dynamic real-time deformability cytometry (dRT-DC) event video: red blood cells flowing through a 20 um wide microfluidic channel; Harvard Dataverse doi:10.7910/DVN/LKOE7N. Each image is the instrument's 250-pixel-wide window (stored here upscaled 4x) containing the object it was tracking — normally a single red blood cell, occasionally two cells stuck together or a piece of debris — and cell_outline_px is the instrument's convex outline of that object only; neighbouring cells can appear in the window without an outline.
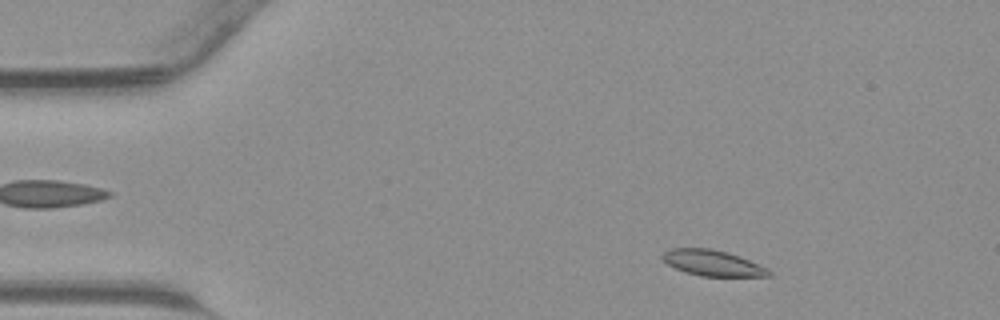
{"species": "common noctule bat (a hibernating species)", "species_latin": "Nyctalus noctula", "temperature_condition": "warm", "stored_images_in_passage": 43, "camera_frame_rate_fps": 3000, "um_per_image_px": 0.085, "animal": {"sex": "male", "body_mass_g": 23.1, "forearm_length_mm": 52.7}, "frame": {"image": 1, "passage_image": 5, "time_ms": 1.333, "image_size_px": [1000, 320], "cell_outline_px": [[772, 276], [700, 276], [684, 272], [668, 264], [660, 256], [668, 248], [712, 248], [728, 252], [768, 268], [772, 272]], "centroid_in_image_um": [60.56, 22.35], "position_along_channel_um": 24.4, "area_um2": 16.01}}
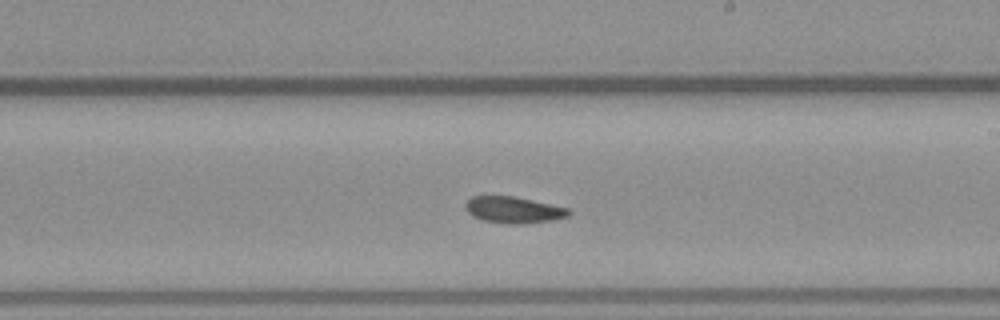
{"frame": {"image": 2, "passage_image": 24, "time_ms": 7.667, "image_size_px": [1000, 320], "cell_outline_px": [[572, 212], [568, 216], [552, 220], [524, 224], [508, 224], [484, 220], [472, 216], [464, 208], [464, 204], [472, 196], [516, 196], [568, 208]], "centroid_in_image_um": [43.65, 17.84], "position_along_channel_um": 245.4, "area_um2": 16.01}}
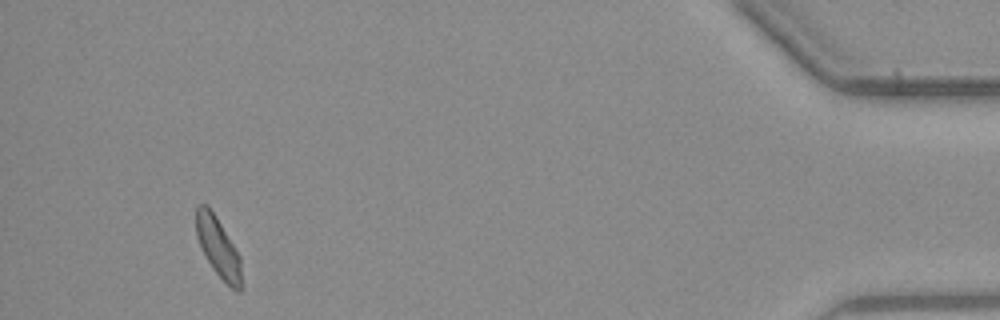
{"frame": {"image": 3, "passage_image": 40, "time_ms": 13.0, "image_size_px": [1000, 320], "cell_outline_px": [[240, 292], [236, 292], [216, 272], [208, 260], [196, 236], [196, 204], [208, 204], [240, 256]], "centroid_in_image_um": [18.52, 20.96], "position_along_channel_um": 416.7, "area_um2": 15.2}}